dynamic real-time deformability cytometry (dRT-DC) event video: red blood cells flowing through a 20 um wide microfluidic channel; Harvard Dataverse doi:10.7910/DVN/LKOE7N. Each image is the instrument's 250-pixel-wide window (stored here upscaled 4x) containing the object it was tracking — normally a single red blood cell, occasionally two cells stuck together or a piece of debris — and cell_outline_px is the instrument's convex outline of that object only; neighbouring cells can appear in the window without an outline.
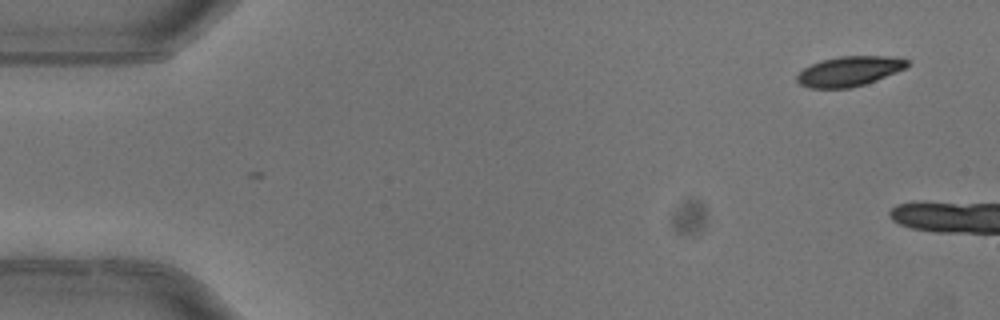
{"species": "common noctule bat (a hibernating species)", "species_latin": "Nyctalus noctula", "temperature_condition": "warm", "stored_images_in_passage": 3, "camera_frame_rate_fps": 3000, "um_per_image_px": 0.085, "animal": {"sex": "female"}, "frame": {"image": 1, "passage_image": 1, "time_ms": 0.0, "image_size_px": [1000, 320], "cell_outline_px": [[908, 64], [904, 68], [896, 72], [876, 80], [864, 84], [848, 88], [808, 88], [800, 84], [796, 80], [796, 76], [804, 68], [820, 60], [840, 56], [892, 56], [908, 60]], "centroid_in_image_um": [72.16, 6.05], "position_along_channel_um": 12.8, "area_um2": 19.07}}